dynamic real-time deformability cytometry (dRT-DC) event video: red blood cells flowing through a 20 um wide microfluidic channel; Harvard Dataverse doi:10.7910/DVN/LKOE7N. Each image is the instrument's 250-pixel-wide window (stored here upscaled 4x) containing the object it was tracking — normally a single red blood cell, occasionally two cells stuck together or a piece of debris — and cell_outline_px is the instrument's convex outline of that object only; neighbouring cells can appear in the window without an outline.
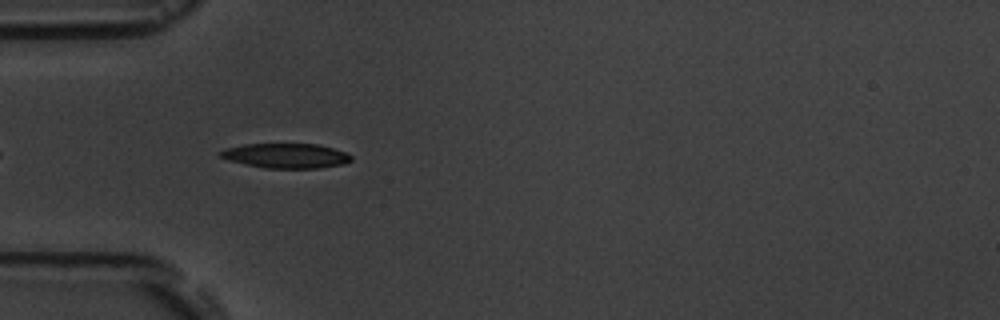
{"species": "common noctule bat (a hibernating species)", "species_latin": "Nyctalus noctula", "temperature_condition": "room temperature", "stored_images_in_passage": 4, "camera_frame_rate_fps": 3000, "um_per_image_px": 0.085, "animal": {"sex": "male", "body_mass_g": 19.5, "forearm_length_mm": 54.6}, "frame": {"image": 1, "passage_image": 3, "time_ms": 2.333, "image_size_px": [1000, 320], "cell_outline_px": [[352, 160], [344, 164], [316, 168], [264, 168], [244, 164], [228, 160], [220, 156], [216, 152], [224, 148], [244, 144], [316, 144], [332, 148], [344, 152], [352, 156]], "centroid_in_image_um": [24.25, 13.24], "position_along_channel_um": 60.7, "area_um2": 18.9}}
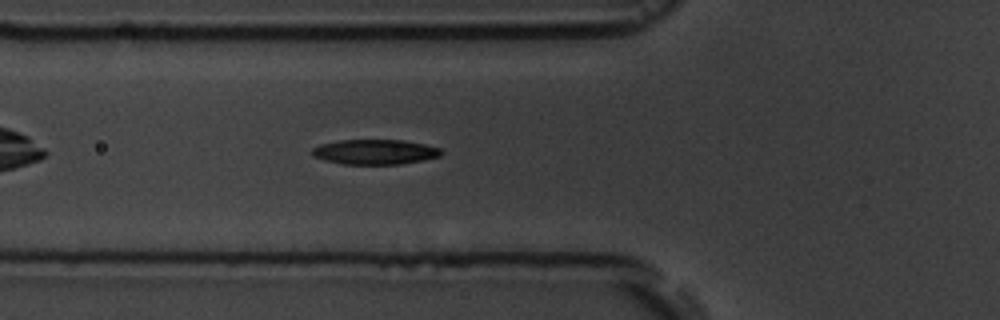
{"frame": {"image": 2, "passage_image": 4, "time_ms": 3.333, "image_size_px": [1000, 320], "cell_outline_px": [[444, 152], [440, 156], [424, 160], [400, 164], [344, 164], [324, 160], [312, 156], [312, 148], [320, 144], [340, 140], [404, 140], [424, 144], [440, 148]], "centroid_in_image_um": [31.88, 12.91], "position_along_channel_um": 93.9, "area_um2": 18.84}}